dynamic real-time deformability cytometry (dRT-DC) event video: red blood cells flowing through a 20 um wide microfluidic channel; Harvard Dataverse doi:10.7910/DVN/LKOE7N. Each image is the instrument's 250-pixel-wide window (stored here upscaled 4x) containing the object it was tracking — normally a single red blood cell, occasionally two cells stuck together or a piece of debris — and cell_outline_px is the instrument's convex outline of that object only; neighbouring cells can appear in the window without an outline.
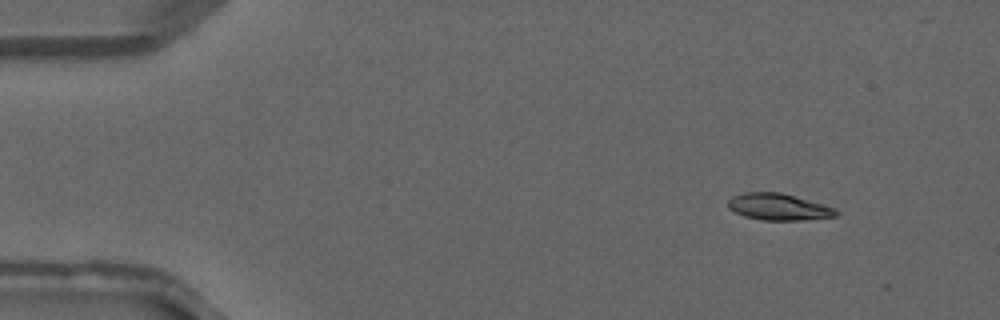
{"species": "common noctule bat (a hibernating species)", "species_latin": "Nyctalus noctula", "temperature_condition": "warm", "stored_images_in_passage": 37, "camera_frame_rate_fps": 3000, "um_per_image_px": 0.085, "animal": {"sex": "male", "forearm_length_mm": 52.5}, "frame": {"image": 1, "passage_image": 1, "time_ms": 0.0, "image_size_px": [1000, 320], "cell_outline_px": [[840, 212], [836, 216], [800, 220], [764, 220], [744, 216], [728, 208], [728, 200], [732, 196], [744, 192], [780, 192], [836, 208]], "centroid_in_image_um": [66.16, 17.58], "position_along_channel_um": 18.8, "area_um2": 16.65}}
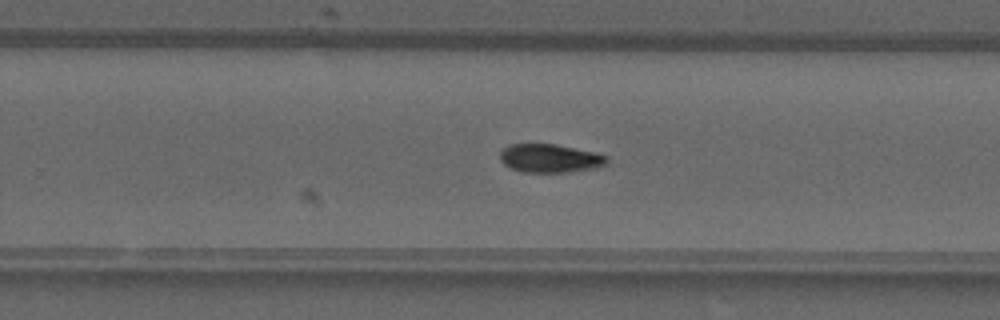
{"frame": {"image": 2, "passage_image": 22, "time_ms": 7.0, "image_size_px": [1000, 320], "cell_outline_px": [[608, 164], [596, 168], [568, 172], [524, 172], [512, 168], [504, 164], [500, 160], [500, 148], [508, 144], [556, 144], [596, 152], [608, 156]], "centroid_in_image_um": [46.76, 13.44], "position_along_channel_um": 283.0, "area_um2": 17.98}}
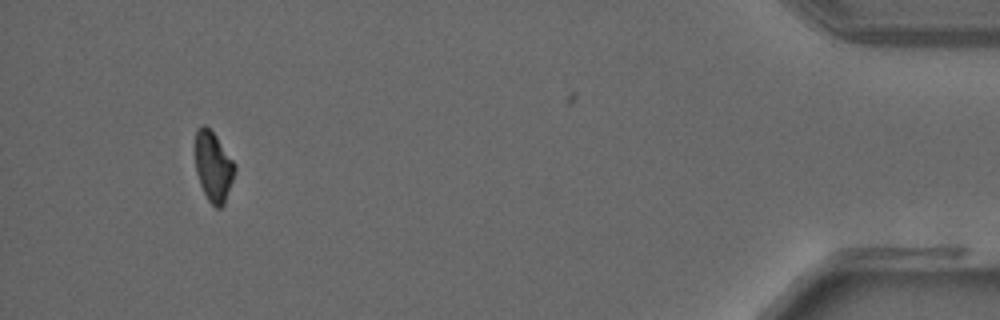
{"frame": {"image": 3, "passage_image": 34, "time_ms": 11.0, "image_size_px": [1000, 320], "cell_outline_px": [[236, 168], [224, 204], [220, 208], [216, 208], [208, 200], [200, 184], [196, 172], [196, 128], [204, 124], [216, 136], [236, 164]], "centroid_in_image_um": [18.14, 14.16], "position_along_channel_um": 417.1, "area_um2": 15.9}}